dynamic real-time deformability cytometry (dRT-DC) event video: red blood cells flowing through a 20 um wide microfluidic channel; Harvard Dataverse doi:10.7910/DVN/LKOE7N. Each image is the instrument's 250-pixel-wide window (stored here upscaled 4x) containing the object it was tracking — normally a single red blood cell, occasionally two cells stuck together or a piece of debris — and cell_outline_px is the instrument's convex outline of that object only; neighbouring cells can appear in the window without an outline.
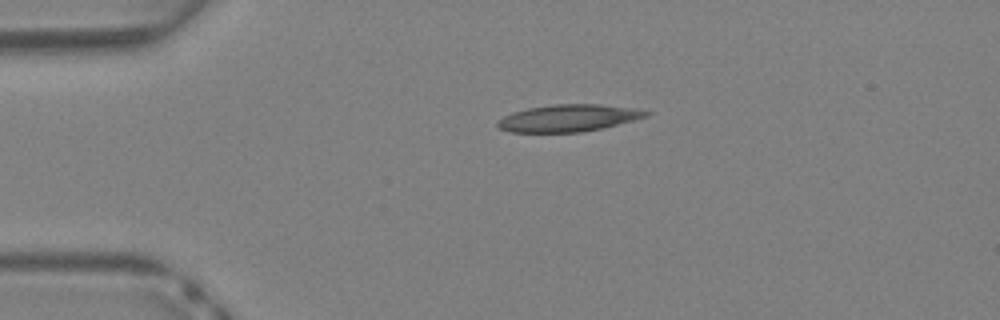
{"species": "Egyptian fruit bat (a non-hibernating species)", "species_latin": "Rousettus aegyptiacus", "temperature_condition": "warm", "stored_images_in_passage": 31, "camera_frame_rate_fps": 3000, "um_per_image_px": 0.085, "animal": {"sex": "female"}, "frame": {"image": 1, "passage_image": 1, "time_ms": 0.0, "image_size_px": [1000, 320], "cell_outline_px": [[652, 112], [648, 116], [604, 128], [580, 132], [508, 132], [496, 128], [496, 124], [504, 116], [512, 112], [528, 108], [552, 104], [600, 104], [636, 108]], "centroid_in_image_um": [48.32, 10.03], "position_along_channel_um": 36.7, "area_um2": 23.58}}
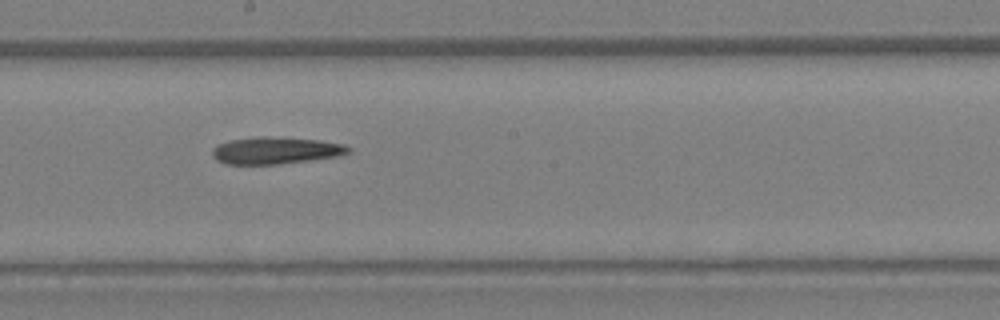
{"frame": {"image": 2, "passage_image": 14, "time_ms": 4.333, "image_size_px": [1000, 320], "cell_outline_px": [[352, 152], [340, 156], [276, 164], [224, 164], [216, 160], [212, 156], [212, 148], [220, 144], [232, 140], [260, 136], [264, 136], [320, 140], [344, 144], [352, 148]], "centroid_in_image_um": [23.46, 12.79], "position_along_channel_um": 224.7, "area_um2": 21.39}}
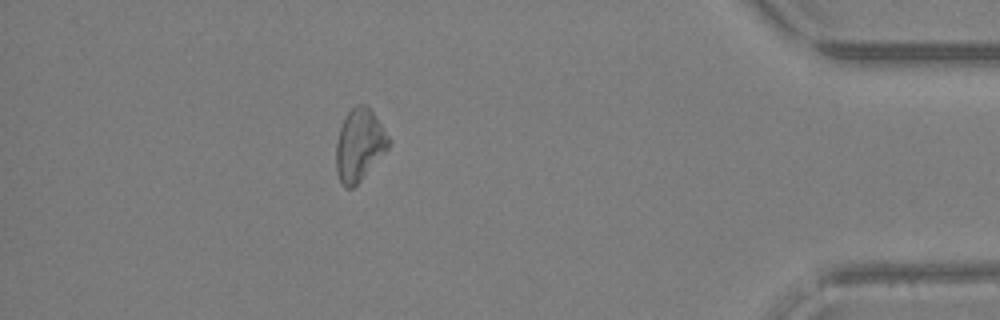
{"frame": {"image": 3, "passage_image": 27, "time_ms": 8.667, "image_size_px": [1000, 320], "cell_outline_px": [[392, 144], [360, 180], [352, 188], [344, 188], [340, 184], [336, 172], [336, 144], [340, 128], [348, 112], [356, 104], [364, 104], [372, 112], [392, 140]], "centroid_in_image_um": [30.54, 12.34], "position_along_channel_um": 404.7, "area_um2": 21.91}}